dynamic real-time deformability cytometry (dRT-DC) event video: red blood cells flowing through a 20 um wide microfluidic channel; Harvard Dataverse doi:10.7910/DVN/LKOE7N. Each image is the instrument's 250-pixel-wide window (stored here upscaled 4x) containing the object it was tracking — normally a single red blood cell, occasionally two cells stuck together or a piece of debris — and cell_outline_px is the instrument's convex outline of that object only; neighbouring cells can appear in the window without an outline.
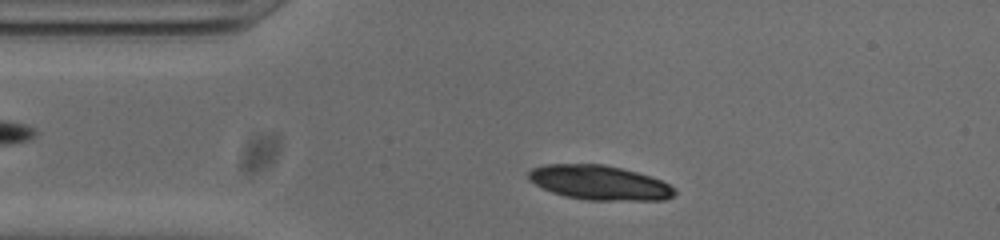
{"species": "common noctule bat (a hibernating species)", "species_latin": "Nyctalus noctula", "temperature_condition": "cold", "stored_images_in_passage": 46, "camera_frame_rate_fps": 3000, "um_per_image_px": 0.085, "animal": {"sex": "male", "body_mass_g": 20.0, "forearm_length_mm": 53.3}, "frame": {"image": 1, "passage_image": 4, "time_ms": 1.0, "image_size_px": [1000, 240], "cell_outline_px": [[676, 192], [672, 196], [664, 200], [588, 200], [564, 196], [552, 192], [528, 180], [528, 172], [532, 168], [544, 164], [604, 164], [652, 176], [676, 188]], "centroid_in_image_um": [50.95, 15.52], "position_along_channel_um": 34.1, "area_um2": 29.36}}
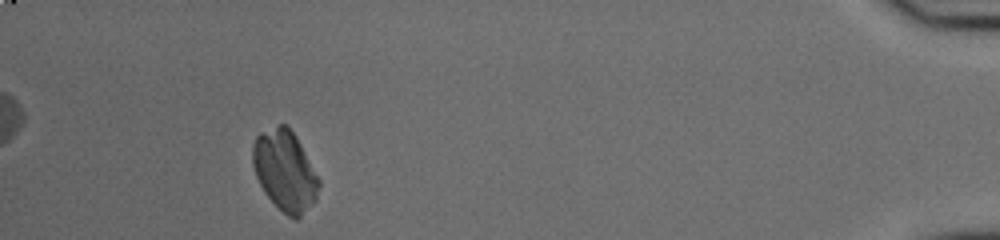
{"frame": {"image": 2, "passage_image": 42, "time_ms": 13.667, "image_size_px": [1000, 240], "cell_outline_px": [[320, 184], [316, 200], [296, 220], [288, 216], [264, 192], [256, 176], [252, 164], [252, 144], [256, 136], [260, 132], [280, 124], [284, 124], [296, 136], [320, 180]], "centroid_in_image_um": [24.21, 14.49], "position_along_channel_um": 411.0, "area_um2": 30.75}}